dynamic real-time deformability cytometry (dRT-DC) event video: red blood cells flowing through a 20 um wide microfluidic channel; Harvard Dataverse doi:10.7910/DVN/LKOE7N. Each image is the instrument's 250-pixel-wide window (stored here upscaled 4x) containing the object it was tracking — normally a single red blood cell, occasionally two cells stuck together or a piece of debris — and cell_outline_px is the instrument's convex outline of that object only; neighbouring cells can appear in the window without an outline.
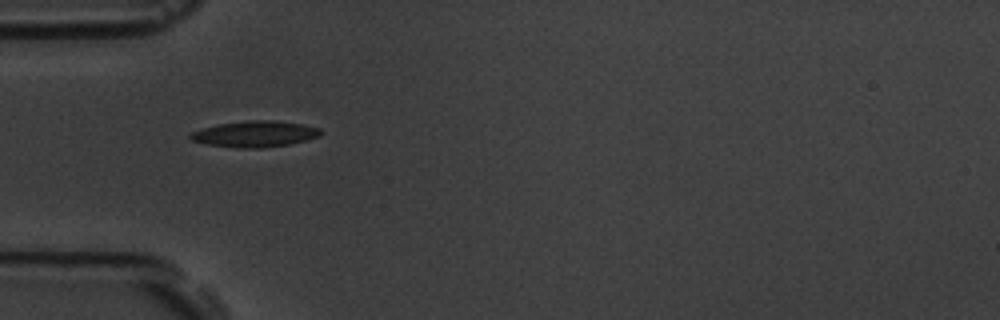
{"species": "common noctule bat (a hibernating species)", "species_latin": "Nyctalus noctula", "temperature_condition": "room temperature", "stored_images_in_passage": 2, "camera_frame_rate_fps": 3000, "um_per_image_px": 0.085, "animal": {"sex": "male", "body_mass_g": 19.5, "forearm_length_mm": 54.6}, "frame": {"image": 1, "passage_image": 1, "time_ms": 0.0, "image_size_px": [1000, 320], "cell_outline_px": [[324, 132], [320, 136], [308, 140], [292, 144], [260, 148], [236, 148], [208, 144], [192, 140], [188, 136], [192, 132], [204, 128], [220, 124], [248, 120], [272, 120], [304, 124], [320, 128]], "centroid_in_image_um": [21.75, 11.39], "position_along_channel_um": 63.3, "area_um2": 19.88}}
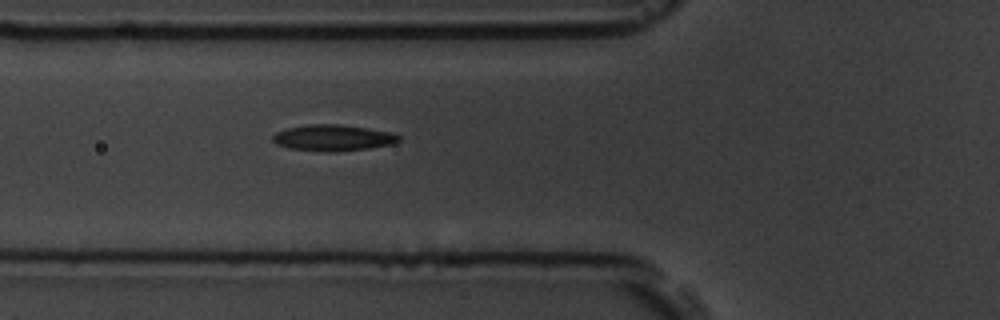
{"frame": {"image": 2, "passage_image": 2, "time_ms": 1.0, "image_size_px": [1000, 320], "cell_outline_px": [[400, 140], [392, 144], [368, 148], [336, 152], [324, 152], [288, 148], [276, 144], [272, 140], [272, 136], [276, 132], [288, 128], [308, 124], [336, 124], [368, 128], [392, 132], [400, 136]], "centroid_in_image_um": [28.29, 11.72], "position_along_channel_um": 97.5, "area_um2": 19.31}}